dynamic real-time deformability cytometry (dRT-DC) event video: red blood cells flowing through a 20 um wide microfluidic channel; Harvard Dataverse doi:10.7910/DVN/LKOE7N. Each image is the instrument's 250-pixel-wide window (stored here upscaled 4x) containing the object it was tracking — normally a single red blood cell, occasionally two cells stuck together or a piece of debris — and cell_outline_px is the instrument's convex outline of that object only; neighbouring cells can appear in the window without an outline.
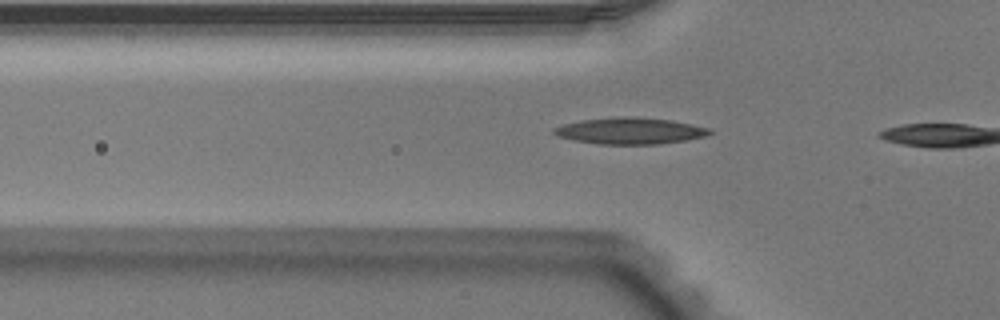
{"species": "Egyptian fruit bat (a non-hibernating species)", "species_latin": "Rousettus aegyptiacus", "temperature_condition": "warm", "stored_images_in_passage": 5, "camera_frame_rate_fps": 3000, "um_per_image_px": 0.085, "animal": {"sex": "male"}, "frame": {"image": 1, "passage_image": 2, "time_ms": 0.333, "image_size_px": [1000, 320], "cell_outline_px": [[712, 132], [704, 136], [684, 140], [656, 144], [600, 144], [572, 140], [556, 136], [552, 132], [552, 128], [564, 124], [580, 120], [624, 116], [672, 120], [712, 128]], "centroid_in_image_um": [53.51, 11.12], "position_along_channel_um": 72.3, "area_um2": 23.93}}